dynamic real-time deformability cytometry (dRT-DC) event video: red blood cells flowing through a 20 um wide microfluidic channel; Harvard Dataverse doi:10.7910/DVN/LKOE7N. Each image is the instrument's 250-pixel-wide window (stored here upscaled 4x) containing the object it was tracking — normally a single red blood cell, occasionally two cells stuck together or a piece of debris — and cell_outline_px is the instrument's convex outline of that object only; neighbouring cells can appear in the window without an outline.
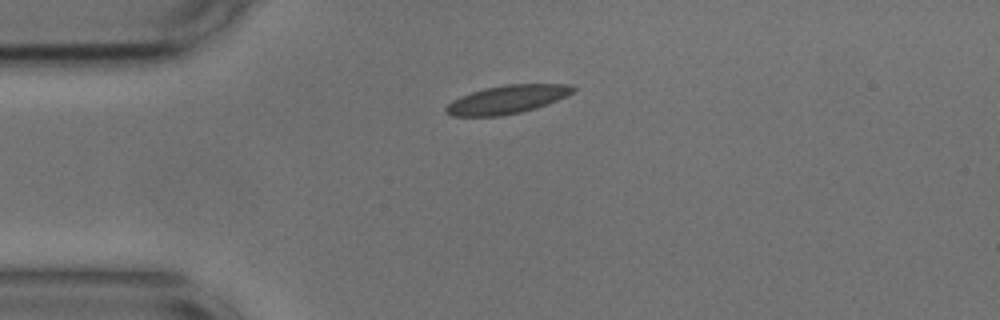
{"species": "common noctule bat (a hibernating species)", "species_latin": "Nyctalus noctula", "temperature_condition": "cold", "stored_images_in_passage": 36, "camera_frame_rate_fps": 3000, "um_per_image_px": 0.085, "animal": {"sex": "male", "body_mass_g": 17.9, "forearm_length_mm": 54.2}, "frame": {"image": 1, "passage_image": 1, "time_ms": 0.0, "image_size_px": [1000, 320], "cell_outline_px": [[576, 88], [572, 92], [556, 100], [536, 108], [520, 112], [500, 116], [452, 116], [444, 112], [444, 108], [452, 100], [460, 96], [484, 88], [504, 84], [568, 84]], "centroid_in_image_um": [43.04, 8.45], "position_along_channel_um": 42.0, "area_um2": 20.87}}
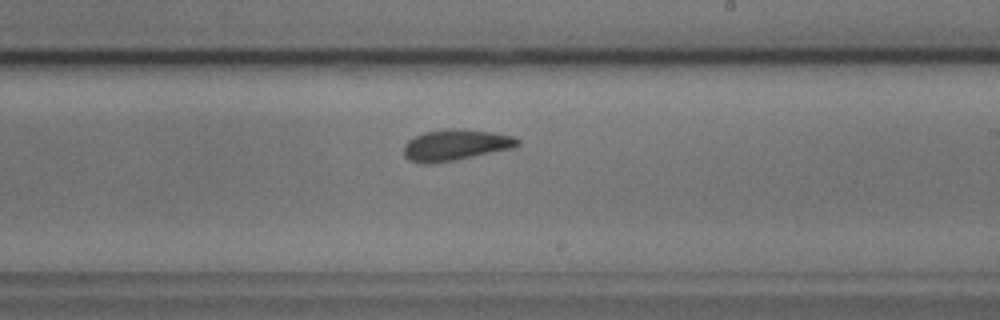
{"frame": {"image": 2, "passage_image": 20, "time_ms": 6.333, "image_size_px": [1000, 320], "cell_outline_px": [[520, 144], [512, 148], [432, 164], [420, 164], [408, 160], [404, 156], [404, 144], [408, 140], [424, 132], [448, 128], [456, 128], [492, 132], [512, 136], [520, 140]], "centroid_in_image_um": [38.67, 12.32], "position_along_channel_um": 250.3, "area_um2": 20.52}}
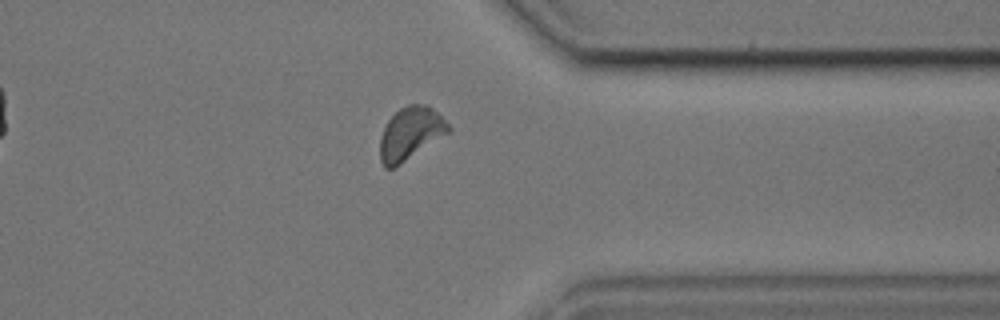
{"frame": {"image": 3, "passage_image": 31, "time_ms": 10.0, "image_size_px": [1000, 320], "cell_outline_px": [[452, 128], [448, 132], [396, 168], [384, 168], [380, 160], [380, 136], [388, 120], [400, 108], [408, 104], [428, 104]], "centroid_in_image_um": [34.85, 11.36], "position_along_channel_um": 376.5, "area_um2": 20.87}, "authors_computed_cell_mechanics": {"area_um2": 20.4901, "velocity_mm_per_s": 3.6158, "shape_relaxation_time_tau1_ms": 5.6146, "shape_relaxation_time_tau2_ms": 3.0494, "deformation_change_tau1": 0.0844, "deformation_change_tau2": 0.0634}}